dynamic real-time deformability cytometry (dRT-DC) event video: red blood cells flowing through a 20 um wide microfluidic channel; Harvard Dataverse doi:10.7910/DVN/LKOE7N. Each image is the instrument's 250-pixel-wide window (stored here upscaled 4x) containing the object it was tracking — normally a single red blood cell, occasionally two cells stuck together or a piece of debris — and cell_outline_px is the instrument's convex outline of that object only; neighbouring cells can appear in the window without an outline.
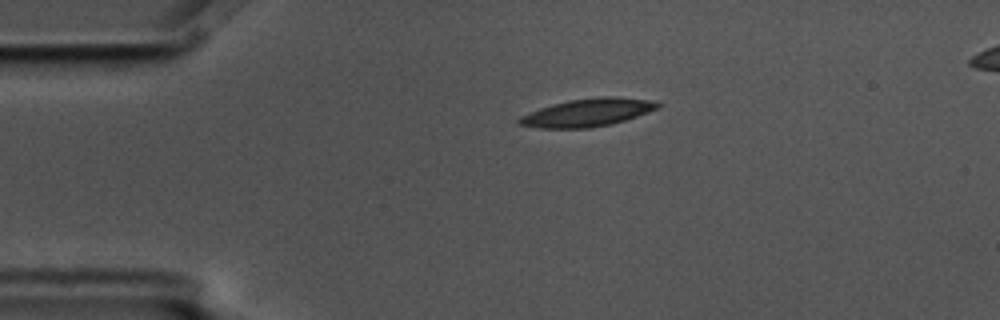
{"species": "common noctule bat (a hibernating species)", "species_latin": "Nyctalus noctula", "temperature_condition": "cold", "stored_images_in_passage": 5, "camera_frame_rate_fps": 3000, "um_per_image_px": 0.085, "animal": {"sex": "male", "body_mass_g": 17.5, "forearm_length_mm": 52.3}, "frame": {"image": 1, "passage_image": 5, "time_ms": 1.333, "image_size_px": [1000, 320], "cell_outline_px": [[660, 108], [612, 124], [588, 128], [540, 128], [516, 124], [516, 120], [520, 116], [540, 108], [552, 104], [568, 100], [604, 96], [616, 96], [656, 100], [660, 104]], "centroid_in_image_um": [49.95, 9.56], "position_along_channel_um": 35.0, "area_um2": 22.66}}